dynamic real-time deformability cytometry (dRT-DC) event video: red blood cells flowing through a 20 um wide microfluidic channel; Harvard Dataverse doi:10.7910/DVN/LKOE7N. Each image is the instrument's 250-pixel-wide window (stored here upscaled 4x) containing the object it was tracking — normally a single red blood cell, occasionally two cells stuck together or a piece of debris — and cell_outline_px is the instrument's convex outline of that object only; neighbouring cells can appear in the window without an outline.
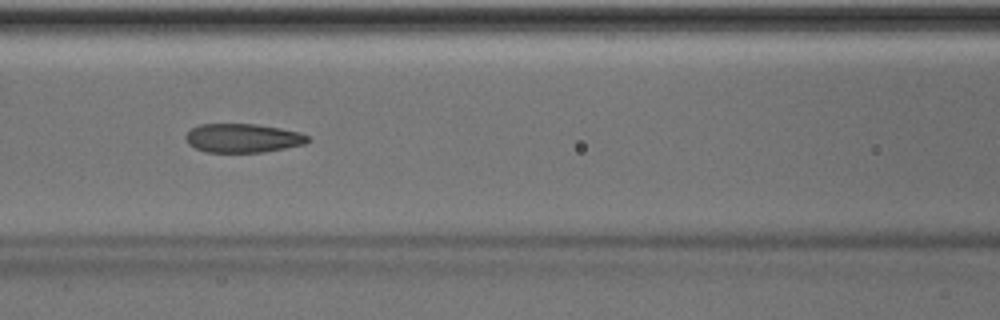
{"species": "Egyptian fruit bat (a non-hibernating species)", "species_latin": "Rousettus aegyptiacus", "temperature_condition": "room temperature", "stored_images_in_passage": 25, "camera_frame_rate_fps": 3000, "um_per_image_px": 0.085, "animal": {"sex": "male"}, "frame": {"image": 1, "passage_image": 11, "time_ms": 3.333, "image_size_px": [1000, 320], "cell_outline_px": [[308, 140], [304, 144], [284, 148], [260, 152], [208, 152], [196, 148], [188, 144], [184, 136], [192, 128], [200, 124], [256, 124], [280, 128], [300, 132], [308, 136]], "centroid_in_image_um": [20.61, 11.73], "position_along_channel_um": 146.0, "area_um2": 20.35}}